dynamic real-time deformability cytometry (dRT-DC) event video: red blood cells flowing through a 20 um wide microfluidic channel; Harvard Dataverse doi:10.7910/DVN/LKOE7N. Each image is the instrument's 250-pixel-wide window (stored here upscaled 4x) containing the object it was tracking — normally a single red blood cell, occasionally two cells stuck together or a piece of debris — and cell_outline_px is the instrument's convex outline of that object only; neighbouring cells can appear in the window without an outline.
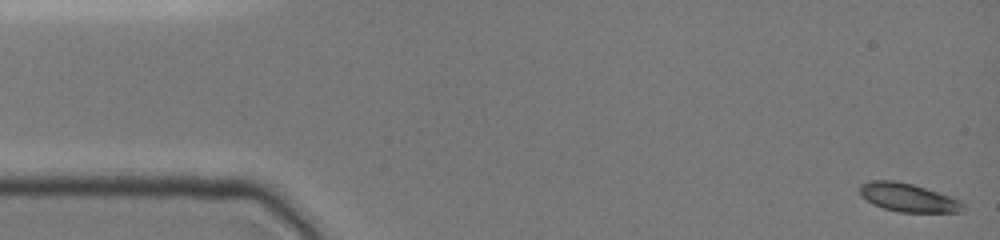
{"species": "common noctule bat (a hibernating species)", "species_latin": "Nyctalus noctula", "temperature_condition": "cold", "stored_images_in_passage": 36, "camera_frame_rate_fps": 3000, "um_per_image_px": 0.085, "animal": {"sex": "female", "body_mass_g": 19.0, "forearm_length_mm": 51.5}, "frame": {"image": 1, "passage_image": 1, "time_ms": 0.0, "image_size_px": [1000, 240], "cell_outline_px": [[964, 212], [900, 212], [884, 208], [872, 204], [860, 196], [860, 184], [872, 180], [892, 180], [912, 184], [952, 196], [960, 200], [964, 204]], "centroid_in_image_um": [77.2, 16.79], "position_along_channel_um": 7.8, "area_um2": 17.22}}
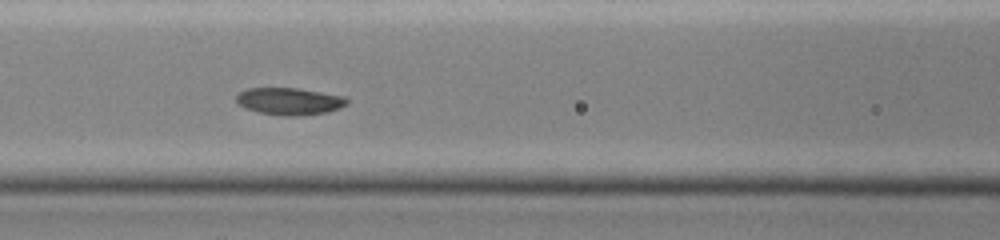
{"frame": {"image": 2, "passage_image": 16, "time_ms": 6.667, "image_size_px": [1000, 240], "cell_outline_px": [[348, 104], [340, 108], [328, 112], [296, 116], [284, 116], [260, 112], [244, 108], [236, 100], [236, 96], [240, 92], [248, 88], [296, 88], [344, 96], [348, 100]], "centroid_in_image_um": [24.62, 8.61], "position_along_channel_um": 142.0, "area_um2": 17.4}}
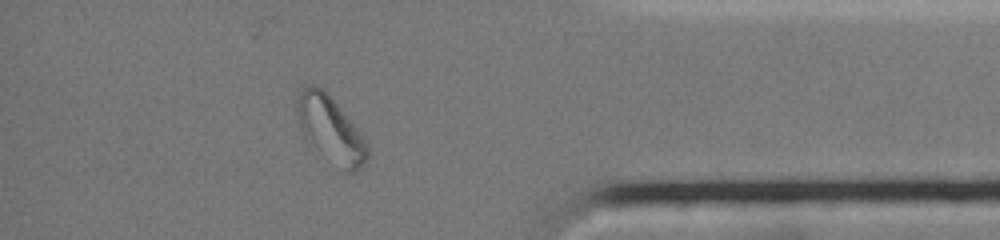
{"frame": {"image": 3, "passage_image": 31, "time_ms": 14.0, "image_size_px": [1000, 240], "cell_outline_px": [[368, 160], [356, 172], [348, 172], [304, 136], [300, 128], [296, 116], [296, 100], [304, 84], [316, 84], [328, 92], [364, 136], [368, 144]], "centroid_in_image_um": [28.1, 10.89], "position_along_channel_um": 407.1, "area_um2": 26.7}, "authors_computed_cell_mechanics": {"area_um2": 17.5712, "velocity_mm_per_s": 3.8321, "shape_relaxation_time_tau1_ms": 6.1264, "shape_relaxation_time_tau2_ms": null, "deformation_change_tau1": 0.1427, "deformation_change_tau2": null}}